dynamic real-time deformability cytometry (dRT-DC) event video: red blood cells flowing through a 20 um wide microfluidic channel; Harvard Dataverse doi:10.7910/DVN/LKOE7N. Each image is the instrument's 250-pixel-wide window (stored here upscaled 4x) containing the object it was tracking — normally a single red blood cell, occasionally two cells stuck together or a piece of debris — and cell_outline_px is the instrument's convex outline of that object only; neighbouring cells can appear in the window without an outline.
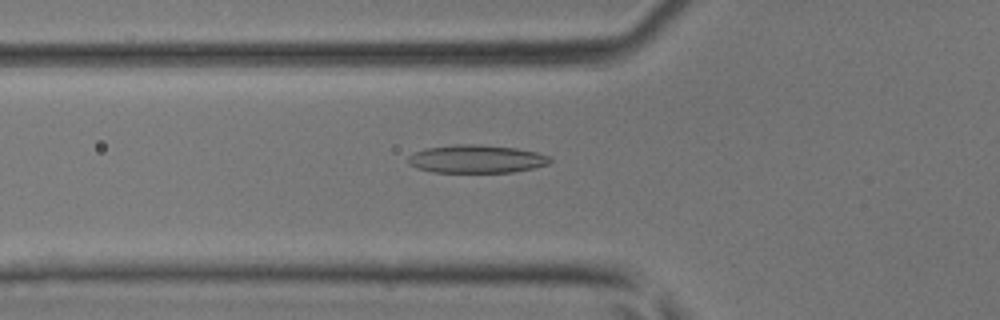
{"species": "common noctule bat (a hibernating species)", "species_latin": "Nyctalus noctula", "temperature_condition": "room temperature", "stored_images_in_passage": 45, "camera_frame_rate_fps": 3000, "um_per_image_px": 0.085, "animal": {"sex": "male", "body_mass_g": 17.9, "forearm_length_mm": 54.2}, "frame": {"image": 1, "passage_image": 15, "time_ms": 4.667, "image_size_px": [1000, 320], "cell_outline_px": [[552, 160], [548, 164], [532, 168], [512, 172], [432, 172], [416, 168], [408, 164], [408, 156], [424, 148], [456, 144], [480, 144], [516, 148], [536, 152], [548, 156]], "centroid_in_image_um": [40.46, 13.51], "position_along_channel_um": 85.3, "area_um2": 23.24}}
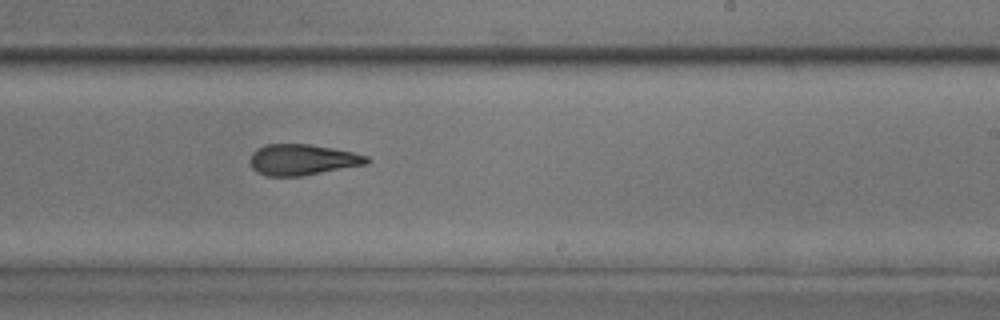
{"frame": {"image": 2, "passage_image": 27, "time_ms": 8.667, "image_size_px": [1000, 320], "cell_outline_px": [[372, 160], [368, 164], [300, 176], [268, 176], [256, 172], [252, 168], [248, 160], [252, 152], [256, 148], [264, 144], [308, 144], [332, 148], [352, 152], [368, 156]], "centroid_in_image_um": [25.67, 13.57], "position_along_channel_um": 263.3, "area_um2": 21.21}}
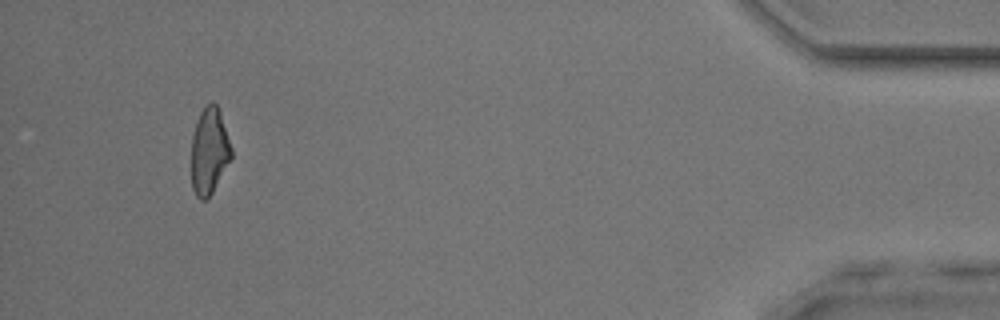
{"frame": {"image": 3, "passage_image": 42, "time_ms": 13.667, "image_size_px": [1000, 320], "cell_outline_px": [[232, 156], [212, 192], [204, 200], [200, 200], [196, 196], [192, 188], [192, 136], [200, 112], [204, 104], [212, 100], [216, 104], [220, 112], [232, 148]], "centroid_in_image_um": [17.78, 12.8], "position_along_channel_um": 417.4, "area_um2": 20.0}}